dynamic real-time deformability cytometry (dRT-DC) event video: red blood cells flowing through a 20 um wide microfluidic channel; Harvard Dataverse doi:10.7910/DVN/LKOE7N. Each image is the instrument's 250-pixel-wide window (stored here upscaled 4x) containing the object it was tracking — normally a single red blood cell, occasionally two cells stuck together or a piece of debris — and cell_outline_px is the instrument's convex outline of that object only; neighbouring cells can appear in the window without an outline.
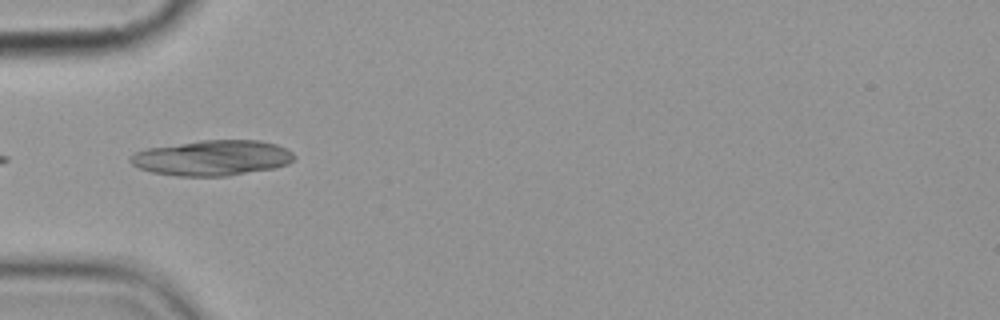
{"species": "common noctule bat (a hibernating species)", "species_latin": "Nyctalus noctula", "temperature_condition": "cold", "stored_images_in_passage": 9, "camera_frame_rate_fps": 3000, "um_per_image_px": 0.085, "animal": {"sex": "female", "body_mass_g": 19.9}, "frame": {"image": 1, "passage_image": 4, "time_ms": 3.667, "image_size_px": [1000, 320], "cell_outline_px": [[296, 156], [288, 164], [272, 168], [228, 176], [176, 176], [152, 172], [140, 168], [132, 164], [128, 160], [128, 156], [136, 152], [148, 148], [200, 140], [260, 140], [276, 144], [292, 152]], "centroid_in_image_um": [18.02, 13.42], "position_along_channel_um": 67.0, "area_um2": 33.76}}
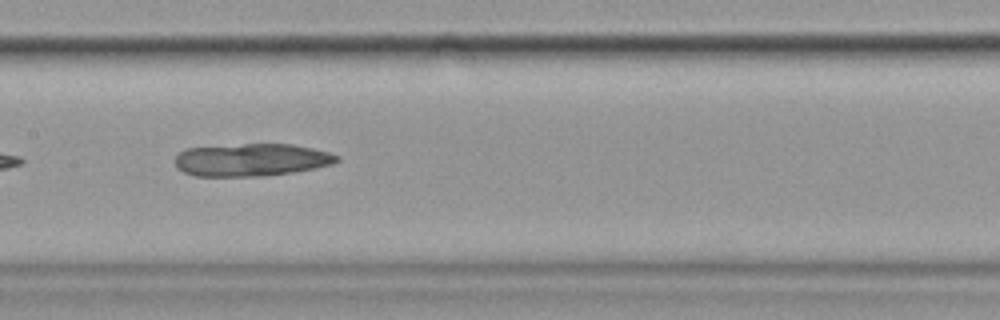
{"frame": {"image": 2, "passage_image": 7, "time_ms": 7.0, "image_size_px": [1000, 320], "cell_outline_px": [[340, 160], [332, 164], [292, 172], [260, 176], [196, 176], [184, 172], [176, 168], [176, 156], [184, 148], [244, 144], [292, 144], [312, 148], [328, 152], [340, 156]], "centroid_in_image_um": [21.35, 13.58], "position_along_channel_um": 186.0, "area_um2": 30.63}}
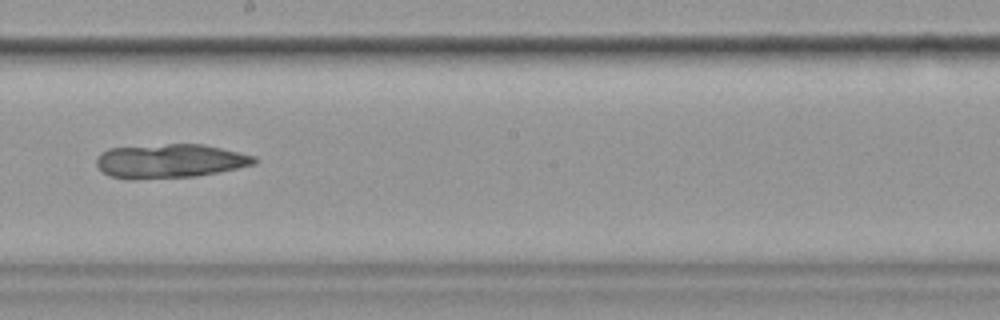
{"frame": {"image": 3, "passage_image": 8, "time_ms": 8.333, "image_size_px": [1000, 320], "cell_outline_px": [[256, 164], [196, 176], [136, 180], [128, 180], [108, 176], [96, 164], [96, 156], [100, 152], [108, 148], [168, 144], [204, 144], [256, 156]], "centroid_in_image_um": [14.39, 13.69], "position_along_channel_um": 233.8, "area_um2": 31.5}}